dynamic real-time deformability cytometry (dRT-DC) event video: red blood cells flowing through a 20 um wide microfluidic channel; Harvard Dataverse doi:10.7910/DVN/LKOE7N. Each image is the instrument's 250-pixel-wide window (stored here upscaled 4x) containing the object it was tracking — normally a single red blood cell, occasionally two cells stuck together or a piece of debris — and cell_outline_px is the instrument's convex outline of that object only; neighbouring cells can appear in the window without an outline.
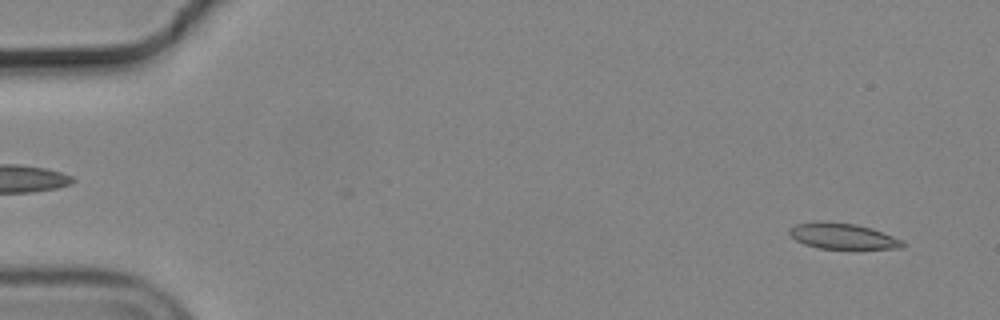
{"species": "common noctule bat (a hibernating species)", "species_latin": "Nyctalus noctula", "temperature_condition": "cold", "stored_images_in_passage": 55, "camera_frame_rate_fps": 3000, "um_per_image_px": 0.085, "animal": {"sex": "male", "body_mass_g": 19.2, "forearm_length_mm": 51.8}, "frame": {"image": 1, "passage_image": 3, "time_ms": 0.667, "image_size_px": [1000, 320], "cell_outline_px": [[908, 244], [900, 248], [860, 252], [820, 248], [804, 244], [796, 240], [788, 232], [788, 228], [796, 224], [816, 220], [856, 224], [872, 228], [904, 240]], "centroid_in_image_um": [71.72, 20.12], "position_along_channel_um": 13.3, "area_um2": 18.26}}
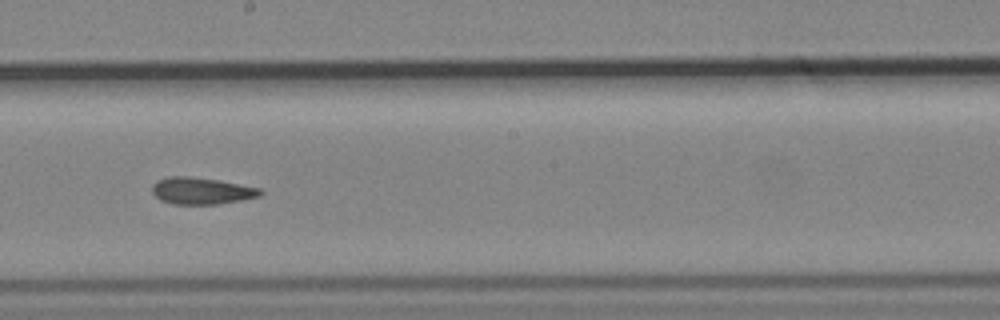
{"frame": {"image": 2, "passage_image": 31, "time_ms": 10.0, "image_size_px": [1000, 320], "cell_outline_px": [[264, 192], [260, 196], [220, 204], [172, 204], [160, 200], [152, 192], [152, 184], [156, 180], [168, 176], [188, 176], [216, 180], [260, 188]], "centroid_in_image_um": [17.09, 16.22], "position_along_channel_um": 231.1, "area_um2": 16.88}}
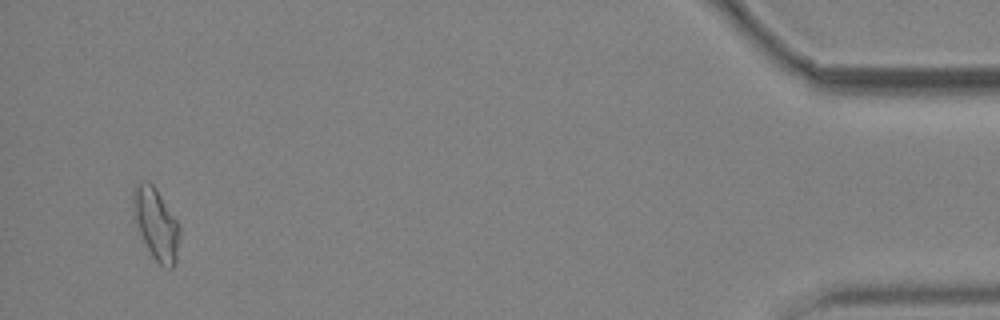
{"frame": {"image": 3, "passage_image": 53, "time_ms": 17.333, "image_size_px": [1000, 320], "cell_outline_px": [[180, 232], [176, 264], [172, 268], [168, 268], [160, 264], [152, 256], [132, 216], [132, 188], [136, 184], [144, 180], [148, 180], [156, 188], [176, 220], [180, 228]], "centroid_in_image_um": [13.24, 19.0], "position_along_channel_um": 422.0, "area_um2": 19.42}, "authors_computed_cell_mechanics": {"area_um2": 17.34, "velocity_mm_per_s": 3.6896, "shape_relaxation_time_tau1_ms": null, "shape_relaxation_time_tau2_ms": 5.5519, "deformation_change_tau1": null, "deformation_change_tau2": 0.1153}}